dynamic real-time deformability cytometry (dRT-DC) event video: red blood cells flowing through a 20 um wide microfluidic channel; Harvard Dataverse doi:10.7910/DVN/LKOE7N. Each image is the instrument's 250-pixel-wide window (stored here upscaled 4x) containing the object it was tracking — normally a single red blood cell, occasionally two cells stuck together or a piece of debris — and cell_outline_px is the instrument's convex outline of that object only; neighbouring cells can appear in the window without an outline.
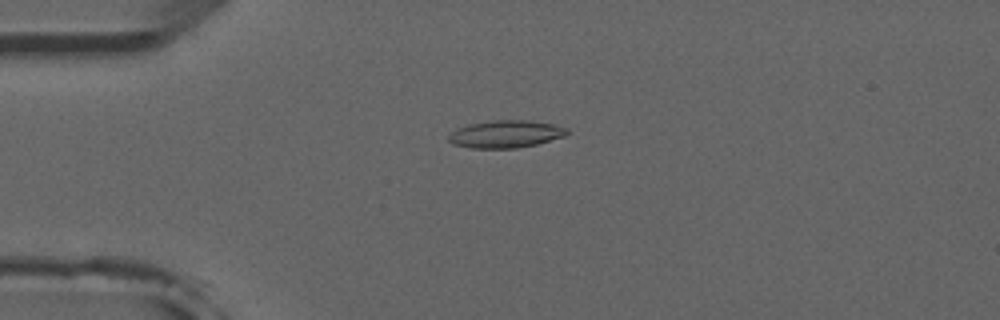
{"species": "common noctule bat (a hibernating species)", "species_latin": "Nyctalus noctula", "temperature_condition": "room temperature", "stored_images_in_passage": 6, "camera_frame_rate_fps": 3000, "um_per_image_px": 0.085, "animal": {"sex": "male", "forearm_length_mm": 52.5}, "frame": {"image": 1, "passage_image": 4, "time_ms": 3.333, "image_size_px": [1000, 320], "cell_outline_px": [[568, 132], [564, 136], [536, 144], [516, 148], [472, 148], [452, 144], [448, 140], [448, 136], [456, 128], [468, 124], [492, 120], [528, 120], [556, 124], [568, 128]], "centroid_in_image_um": [42.97, 11.38], "position_along_channel_um": 42.0, "area_um2": 19.02}}
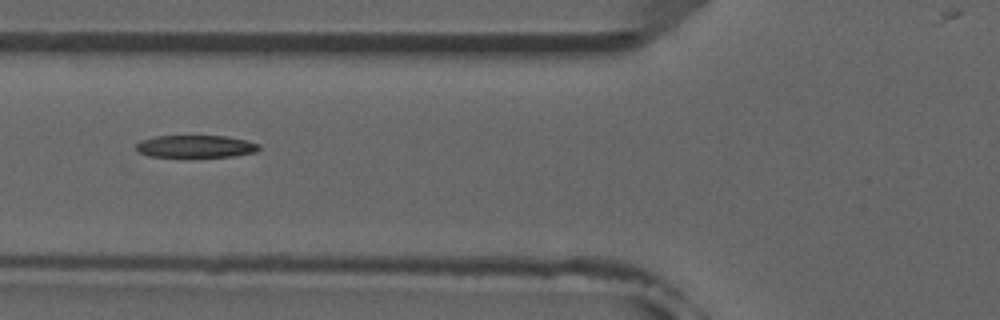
{"frame": {"image": 2, "passage_image": 6, "time_ms": 5.667, "image_size_px": [1000, 320], "cell_outline_px": [[260, 148], [256, 152], [236, 156], [184, 160], [148, 156], [140, 152], [136, 148], [136, 144], [140, 140], [152, 136], [224, 136], [248, 140], [260, 144]], "centroid_in_image_um": [16.61, 12.5], "position_along_channel_um": 109.2, "area_um2": 17.22}}